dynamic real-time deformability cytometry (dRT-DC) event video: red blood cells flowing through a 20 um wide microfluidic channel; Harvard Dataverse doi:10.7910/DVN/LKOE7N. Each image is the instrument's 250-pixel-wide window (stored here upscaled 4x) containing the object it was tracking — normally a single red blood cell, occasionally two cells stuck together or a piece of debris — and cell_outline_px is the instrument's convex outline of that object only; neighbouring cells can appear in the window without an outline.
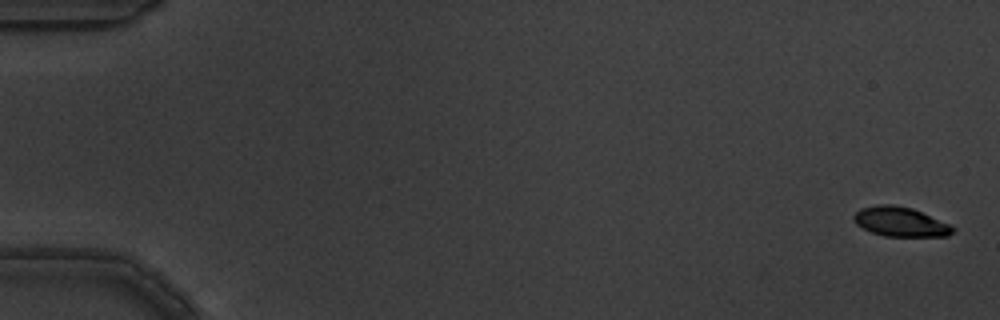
{"species": "common noctule bat (a hibernating species)", "species_latin": "Nyctalus noctula", "temperature_condition": "warm", "stored_images_in_passage": 6, "camera_frame_rate_fps": 3000, "um_per_image_px": 0.085, "animal": {"sex": "male", "body_mass_g": 19.5, "forearm_length_mm": 54.6}, "frame": {"image": 1, "passage_image": 1, "time_ms": 0.0, "image_size_px": [1000, 320], "cell_outline_px": [[956, 228], [948, 236], [884, 236], [872, 232], [856, 224], [852, 220], [852, 216], [860, 208], [876, 204], [892, 204], [912, 208], [948, 224]], "centroid_in_image_um": [76.48, 18.84], "position_along_channel_um": 8.5, "area_um2": 16.94}}
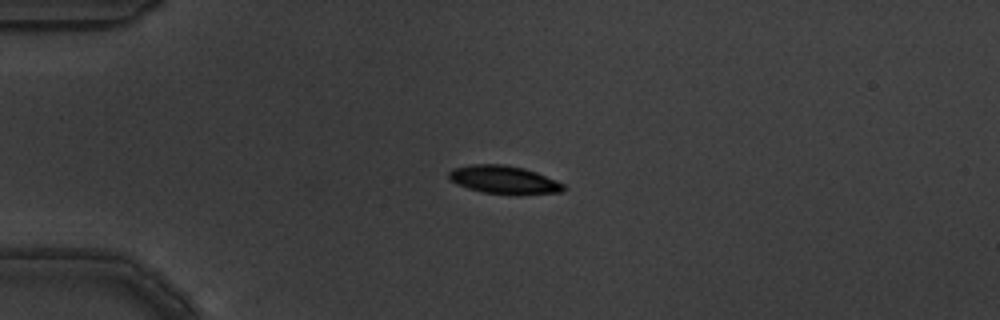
{"frame": {"image": 2, "passage_image": 5, "time_ms": 1.333, "image_size_px": [1000, 320], "cell_outline_px": [[568, 188], [560, 192], [516, 196], [484, 192], [468, 188], [452, 180], [448, 176], [448, 172], [452, 168], [472, 164], [504, 164], [524, 168], [536, 172], [556, 180], [564, 184]], "centroid_in_image_um": [42.89, 15.29], "position_along_channel_um": 42.1, "area_um2": 19.02}}